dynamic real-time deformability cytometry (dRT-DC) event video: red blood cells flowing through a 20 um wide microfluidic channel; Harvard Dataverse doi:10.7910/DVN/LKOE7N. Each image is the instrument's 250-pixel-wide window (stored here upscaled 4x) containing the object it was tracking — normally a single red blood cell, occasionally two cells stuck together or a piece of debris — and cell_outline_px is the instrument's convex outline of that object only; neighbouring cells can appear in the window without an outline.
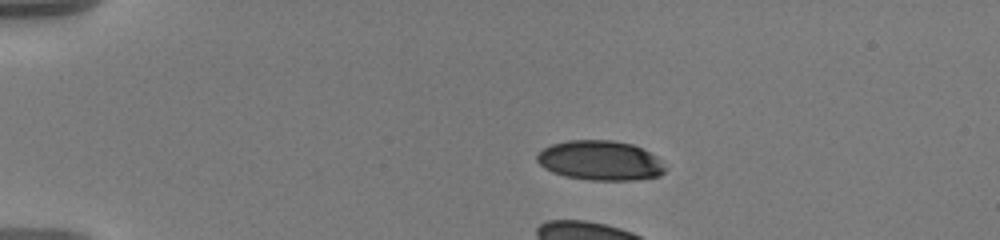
{"species": "human", "species_latin": "Homo sapiens", "temperature_condition": "warm", "stored_images_in_passage": 22, "camera_frame_rate_fps": 3000, "um_per_image_px": 0.085, "donor": {"sex": "male"}, "frame": {"image": 1, "passage_image": 1, "time_ms": 0.0, "image_size_px": [1000, 240], "cell_outline_px": [[668, 168], [660, 176], [632, 180], [592, 180], [564, 176], [552, 172], [544, 168], [536, 160], [536, 156], [544, 148], [552, 144], [568, 140], [612, 140], [632, 144], [656, 156]], "centroid_in_image_um": [51.02, 13.65], "position_along_channel_um": 34.0, "area_um2": 29.65}}
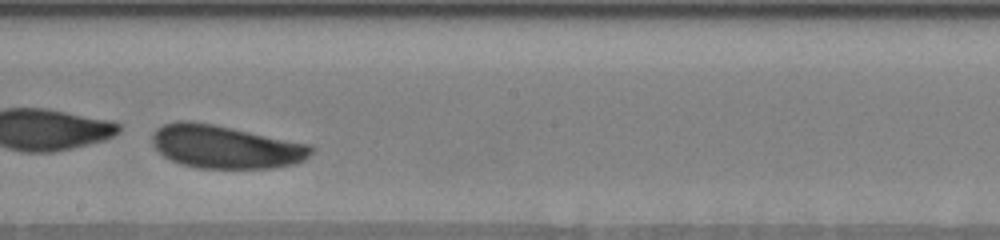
{"frame": {"image": 2, "passage_image": 13, "time_ms": 7.667, "image_size_px": [1000, 240], "cell_outline_px": [[316, 148], [304, 160], [296, 164], [272, 168], [196, 168], [180, 164], [164, 156], [152, 144], [152, 136], [156, 128], [164, 124], [176, 120], [188, 120], [212, 124], [312, 144]], "centroid_in_image_um": [19.18, 12.48], "position_along_channel_um": 229.0, "area_um2": 40.17}}